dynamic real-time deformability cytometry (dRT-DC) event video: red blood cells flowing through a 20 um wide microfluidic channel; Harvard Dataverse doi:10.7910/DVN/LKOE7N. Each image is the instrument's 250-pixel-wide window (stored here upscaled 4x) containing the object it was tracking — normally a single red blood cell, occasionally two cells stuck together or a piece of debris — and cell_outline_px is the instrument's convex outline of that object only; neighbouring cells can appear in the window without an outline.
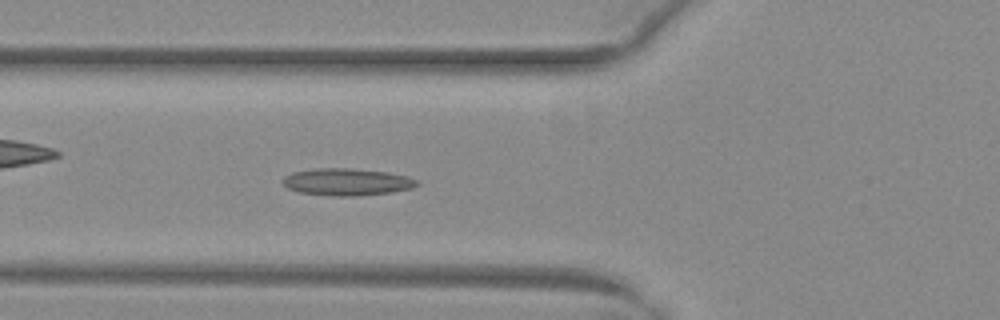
{"species": "common noctule bat (a hibernating species)", "species_latin": "Nyctalus noctula", "temperature_condition": "warm", "stored_images_in_passage": 8, "camera_frame_rate_fps": 3000, "um_per_image_px": 0.085, "animal": {"sex": "female", "body_mass_g": 29.2, "forearm_length_mm": 56.3}, "frame": {"image": 1, "passage_image": 3, "time_ms": 0.667, "image_size_px": [1000, 320], "cell_outline_px": [[420, 184], [412, 188], [392, 192], [356, 196], [332, 196], [300, 192], [288, 188], [280, 180], [284, 176], [292, 172], [316, 168], [348, 168], [388, 172], [408, 176], [420, 180]], "centroid_in_image_um": [29.51, 15.46], "position_along_channel_um": 96.3, "area_um2": 21.39}}